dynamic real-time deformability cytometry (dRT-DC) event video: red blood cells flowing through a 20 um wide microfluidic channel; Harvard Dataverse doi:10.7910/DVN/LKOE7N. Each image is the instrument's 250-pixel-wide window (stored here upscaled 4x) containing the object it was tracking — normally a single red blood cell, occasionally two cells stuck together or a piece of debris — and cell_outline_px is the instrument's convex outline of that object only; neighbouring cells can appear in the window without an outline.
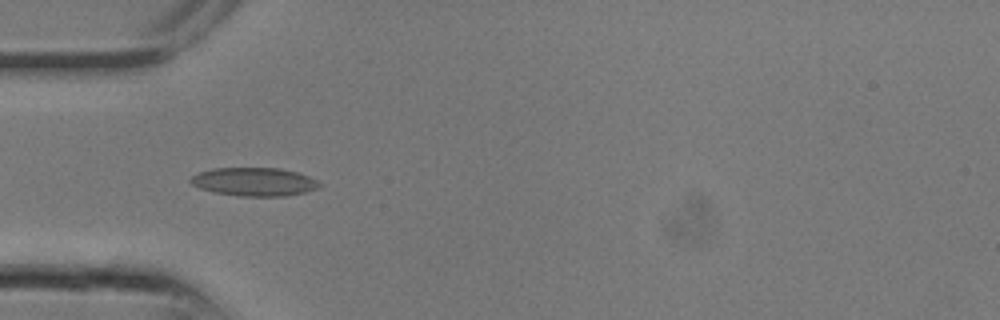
{"species": "common noctule bat (a hibernating species)", "species_latin": "Nyctalus noctula", "temperature_condition": "room temperature", "stored_images_in_passage": 5, "camera_frame_rate_fps": 3000, "um_per_image_px": 0.085, "animal": {"sex": "male", "body_mass_g": 13.3}, "frame": {"image": 1, "passage_image": 2, "time_ms": 0.333, "image_size_px": [1000, 320], "cell_outline_px": [[324, 184], [316, 188], [304, 192], [284, 196], [240, 196], [216, 192], [200, 188], [192, 184], [188, 180], [192, 176], [200, 172], [212, 168], [280, 168], [296, 172], [308, 176]], "centroid_in_image_um": [21.6, 15.44], "position_along_channel_um": 63.4, "area_um2": 21.15}}
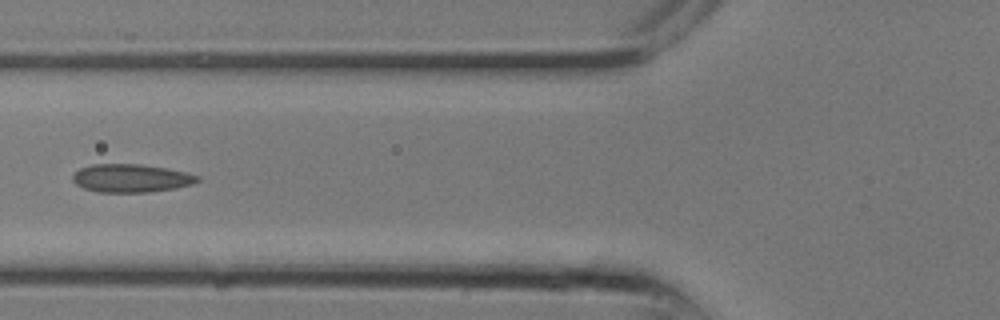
{"frame": {"image": 2, "passage_image": 4, "time_ms": 1.0, "image_size_px": [1000, 320], "cell_outline_px": [[200, 180], [192, 184], [176, 188], [148, 192], [100, 192], [84, 188], [76, 184], [72, 180], [72, 176], [80, 168], [92, 164], [140, 164], [164, 168], [184, 172], [200, 176]], "centroid_in_image_um": [11.13, 15.15], "position_along_channel_um": 114.7, "area_um2": 20.35}}